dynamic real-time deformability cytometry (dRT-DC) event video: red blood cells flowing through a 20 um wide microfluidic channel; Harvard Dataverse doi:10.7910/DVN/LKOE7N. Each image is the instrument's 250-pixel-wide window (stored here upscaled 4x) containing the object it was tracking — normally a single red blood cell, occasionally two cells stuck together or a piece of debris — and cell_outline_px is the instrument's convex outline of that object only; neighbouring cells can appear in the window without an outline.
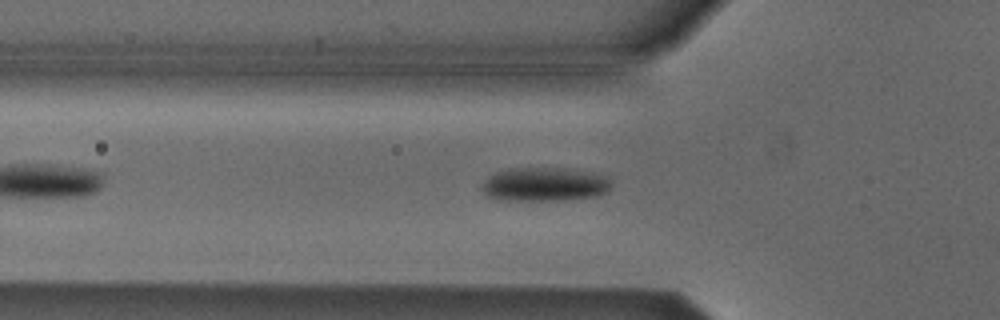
{"species": "Egyptian fruit bat (a non-hibernating species)", "species_latin": "Rousettus aegyptiacus", "temperature_condition": "cold", "stored_images_in_passage": 41, "camera_frame_rate_fps": 3000, "um_per_image_px": 0.085, "animal": {"sex": "male"}, "frame": {"image": 1, "passage_image": 8, "time_ms": 2.333, "image_size_px": [1000, 320], "cell_outline_px": [[612, 184], [608, 192], [596, 196], [560, 200], [496, 200], [488, 196], [480, 188], [480, 184], [488, 176], [496, 172], [508, 168], [564, 168], [592, 172], [608, 176]], "centroid_in_image_um": [46.27, 15.66], "position_along_channel_um": 79.5, "area_um2": 25.89}}
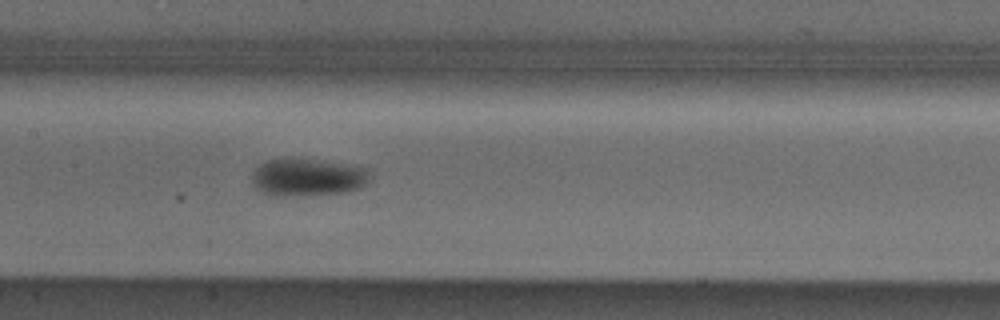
{"frame": {"image": 2, "passage_image": 16, "time_ms": 5.0, "image_size_px": [1000, 320], "cell_outline_px": [[372, 176], [360, 188], [344, 192], [284, 196], [272, 196], [256, 188], [252, 184], [252, 176], [256, 168], [260, 164], [268, 160], [308, 160], [372, 168]], "centroid_in_image_um": [26.18, 15.09], "position_along_channel_um": 181.2, "area_um2": 25.2}}
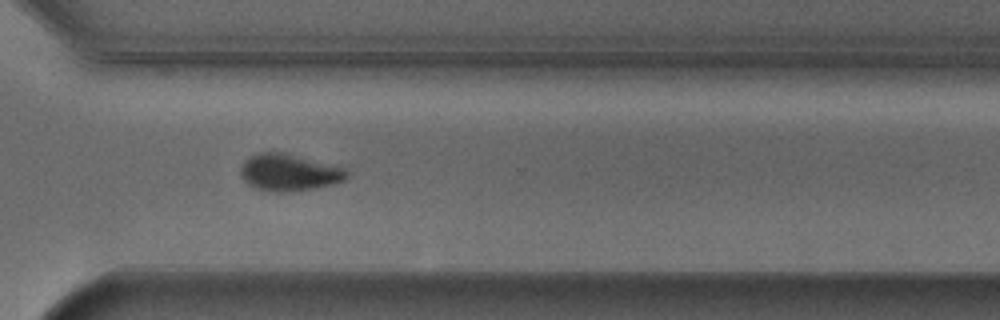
{"frame": {"image": 3, "passage_image": 29, "time_ms": 9.333, "image_size_px": [1000, 320], "cell_outline_px": [[348, 176], [344, 180], [332, 184], [316, 188], [288, 192], [268, 192], [256, 188], [248, 184], [240, 176], [240, 168], [244, 160], [260, 152], [280, 152], [344, 168], [348, 172]], "centroid_in_image_um": [24.52, 14.68], "position_along_channel_um": 346.1, "area_um2": 22.6}, "authors_computed_cell_mechanics": {"area_um2": 24.6806, "velocity_mm_per_s": 3.8114, "shape_relaxation_time_tau1_ms": 3.6831, "shape_relaxation_time_tau2_ms": null, "deformation_change_tau1": 0.1043, "deformation_change_tau2": null}}